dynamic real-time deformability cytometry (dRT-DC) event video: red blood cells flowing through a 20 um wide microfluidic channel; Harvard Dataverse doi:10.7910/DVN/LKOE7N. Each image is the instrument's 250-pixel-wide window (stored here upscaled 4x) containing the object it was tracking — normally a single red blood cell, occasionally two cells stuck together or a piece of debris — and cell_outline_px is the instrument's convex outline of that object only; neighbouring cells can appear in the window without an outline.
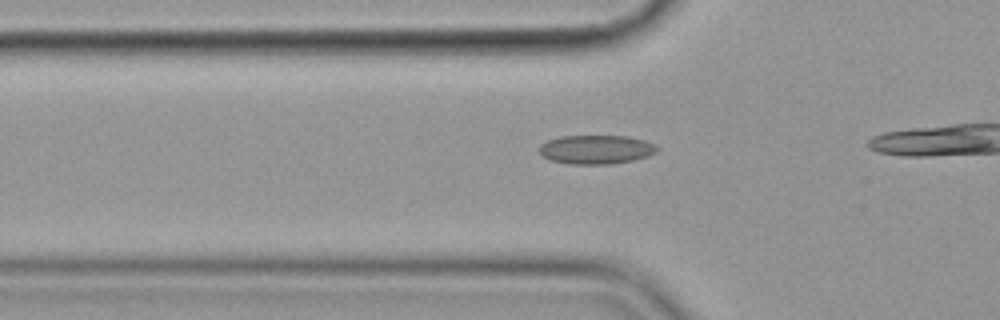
{"species": "common noctule bat (a hibernating species)", "species_latin": "Nyctalus noctula", "temperature_condition": "cold", "stored_images_in_passage": 9, "camera_frame_rate_fps": 3000, "um_per_image_px": 0.085, "animal": {"sex": "female", "body_mass_g": 19.9}, "frame": {"image": 1, "passage_image": 3, "time_ms": 0.667, "image_size_px": [1000, 320], "cell_outline_px": [[660, 148], [656, 152], [648, 156], [632, 160], [612, 164], [568, 164], [548, 160], [540, 152], [540, 144], [548, 140], [560, 136], [628, 136], [644, 140], [656, 144]], "centroid_in_image_um": [50.68, 12.71], "position_along_channel_um": 75.1, "area_um2": 20.0}}
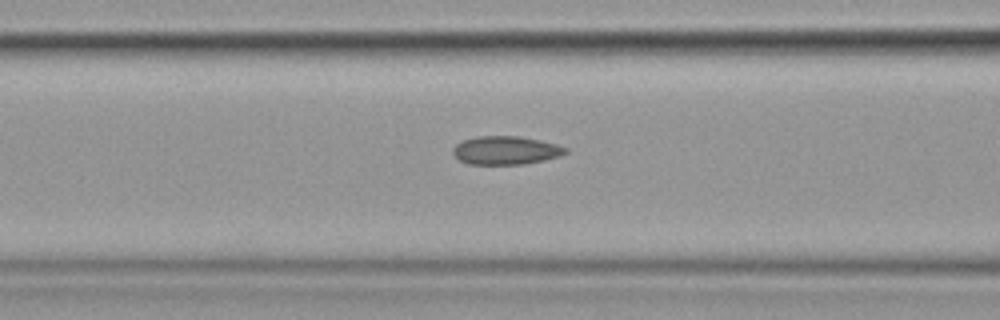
{"frame": {"image": 2, "passage_image": 7, "time_ms": 2.0, "image_size_px": [1000, 320], "cell_outline_px": [[568, 152], [560, 156], [544, 160], [524, 164], [468, 164], [460, 160], [452, 152], [452, 148], [456, 144], [464, 140], [476, 136], [520, 136], [540, 140], [556, 144], [568, 148]], "centroid_in_image_um": [43.0, 12.77], "position_along_channel_um": 123.6, "area_um2": 18.67}}